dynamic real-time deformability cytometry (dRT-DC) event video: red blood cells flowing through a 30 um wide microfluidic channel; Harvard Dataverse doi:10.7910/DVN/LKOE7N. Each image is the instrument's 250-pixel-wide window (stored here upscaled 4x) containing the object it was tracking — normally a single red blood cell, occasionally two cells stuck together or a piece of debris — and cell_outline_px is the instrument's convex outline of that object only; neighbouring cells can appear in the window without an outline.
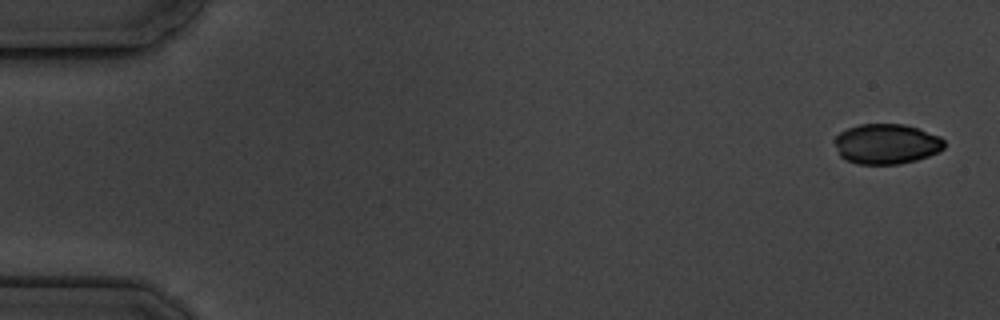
{"species": "common noctule bat (a hibernating species)", "species_latin": "Nyctalus noctula", "temperature_condition": "cold", "stored_images_in_passage": 5, "camera_frame_rate_fps": 3000, "um_per_image_px": 0.085, "animal": {"sex": "male", "body_mass_g": 19.5, "forearm_length_mm": 54.6}, "frame": {"image": 1, "passage_image": 1, "time_ms": 0.0, "image_size_px": [1000, 320], "cell_outline_px": [[944, 148], [928, 156], [916, 160], [900, 164], [856, 164], [840, 156], [832, 140], [840, 132], [848, 128], [860, 124], [904, 124], [940, 136], [944, 140]], "centroid_in_image_um": [75.32, 12.23], "position_along_channel_um": 9.7, "area_um2": 25.66}}
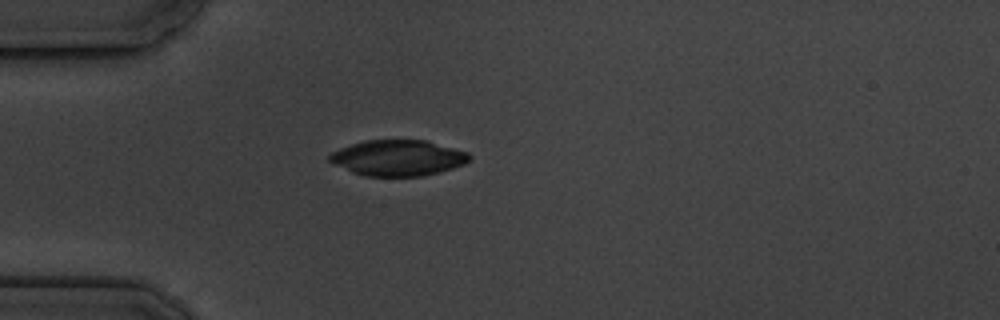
{"frame": {"image": 2, "passage_image": 5, "time_ms": 4.667, "image_size_px": [1000, 320], "cell_outline_px": [[472, 160], [464, 164], [440, 172], [420, 176], [364, 176], [352, 172], [328, 160], [328, 156], [332, 152], [340, 148], [364, 140], [428, 140], [468, 152], [472, 156]], "centroid_in_image_um": [33.87, 13.41], "position_along_channel_um": 51.1, "area_um2": 29.25}}